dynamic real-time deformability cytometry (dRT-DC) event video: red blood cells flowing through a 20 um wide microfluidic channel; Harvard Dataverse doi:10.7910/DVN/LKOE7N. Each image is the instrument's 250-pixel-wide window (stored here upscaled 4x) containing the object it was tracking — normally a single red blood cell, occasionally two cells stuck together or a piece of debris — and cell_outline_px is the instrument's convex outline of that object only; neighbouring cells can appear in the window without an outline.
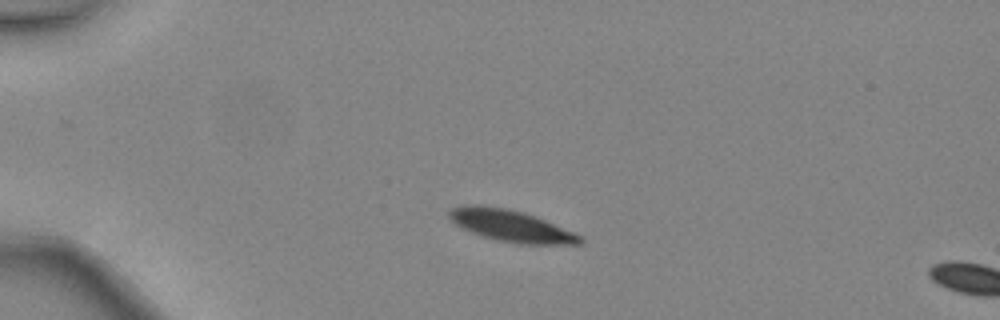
{"species": "common noctule bat (a hibernating species)", "species_latin": "Nyctalus noctula", "temperature_condition": "warm", "stored_images_in_passage": 2, "camera_frame_rate_fps": 3000, "um_per_image_px": 0.085, "animal": {"sex": "female", "body_mass_g": 24.6, "forearm_length_mm": 56.2}, "frame": {"image": 1, "passage_image": 1, "time_ms": 0.0, "image_size_px": [1000, 320], "cell_outline_px": [[584, 244], [516, 244], [496, 240], [472, 232], [456, 224], [448, 216], [448, 212], [452, 208], [468, 204], [476, 204], [504, 208], [536, 216], [584, 236]], "centroid_in_image_um": [43.49, 19.2], "position_along_channel_um": 41.5, "area_um2": 24.1}}